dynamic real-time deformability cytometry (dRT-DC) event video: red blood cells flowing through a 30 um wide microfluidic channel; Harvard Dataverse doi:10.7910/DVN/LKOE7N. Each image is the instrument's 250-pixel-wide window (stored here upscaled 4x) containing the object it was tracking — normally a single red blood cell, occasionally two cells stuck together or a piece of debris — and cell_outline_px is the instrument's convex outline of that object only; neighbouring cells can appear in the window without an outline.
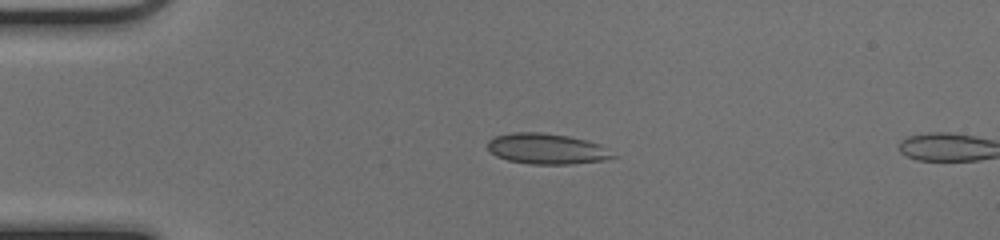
{"species": "common noctule bat (a hibernating species)", "species_latin": "Nyctalus noctula", "temperature_condition": "cold", "stored_images_in_passage": 39, "camera_frame_rate_fps": 3000, "um_per_image_px": 0.085, "animal": {"sex": "female", "body_mass_g": 17.0, "forearm_length_mm": 48.0}, "frame": {"image": 1, "passage_image": 1, "time_ms": 0.0, "image_size_px": [1000, 240], "cell_outline_px": [[620, 156], [604, 160], [572, 164], [528, 164], [508, 160], [496, 156], [488, 148], [488, 140], [496, 136], [512, 132], [540, 132], [568, 136], [588, 140], [600, 144], [608, 148]], "centroid_in_image_um": [46.54, 12.65], "position_along_channel_um": 38.5, "area_um2": 22.6}}
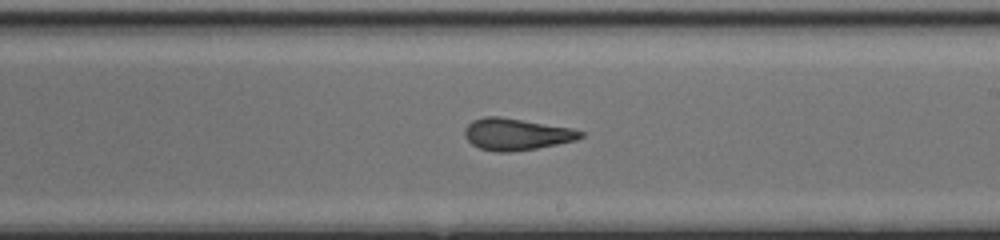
{"frame": {"image": 2, "passage_image": 19, "time_ms": 6.0, "image_size_px": [1000, 240], "cell_outline_px": [[584, 136], [576, 140], [536, 148], [508, 152], [496, 152], [480, 148], [472, 144], [464, 136], [464, 128], [472, 120], [484, 116], [500, 116], [572, 128], [584, 132]], "centroid_in_image_um": [43.87, 11.4], "position_along_channel_um": 245.1, "area_um2": 21.44}}
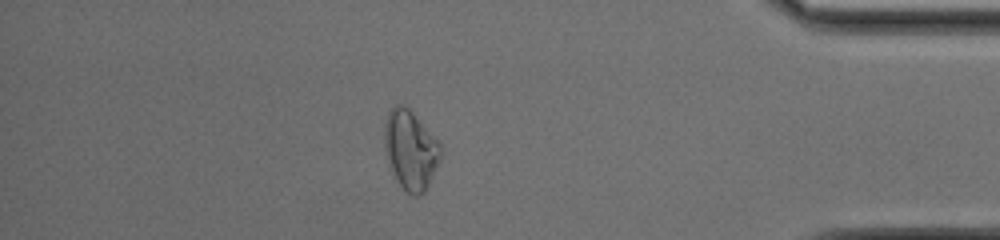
{"frame": {"image": 3, "passage_image": 33, "time_ms": 10.667, "image_size_px": [1000, 240], "cell_outline_px": [[444, 152], [424, 192], [420, 196], [412, 196], [404, 192], [396, 180], [388, 164], [384, 148], [384, 124], [388, 112], [396, 104], [404, 104], [440, 140], [444, 148]], "centroid_in_image_um": [34.91, 12.75], "position_along_channel_um": 400.3, "area_um2": 26.65}, "authors_computed_cell_mechanics": {"area_um2": 21.7906, "velocity_mm_per_s": 4.0809, "shape_relaxation_time_tau1_ms": 8.2027, "shape_relaxation_time_tau2_ms": 1.5064, "deformation_change_tau1": 0.1989, "deformation_change_tau2": 0.0675}}